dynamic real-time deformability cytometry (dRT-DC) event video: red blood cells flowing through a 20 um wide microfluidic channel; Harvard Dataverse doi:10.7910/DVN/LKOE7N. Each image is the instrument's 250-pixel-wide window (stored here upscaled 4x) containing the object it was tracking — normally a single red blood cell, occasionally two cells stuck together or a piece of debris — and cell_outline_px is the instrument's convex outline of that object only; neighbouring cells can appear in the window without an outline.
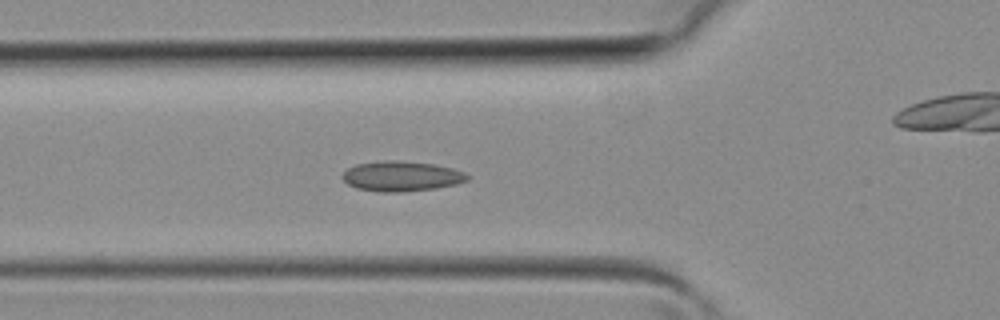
{"species": "common noctule bat (a hibernating species)", "species_latin": "Nyctalus noctula", "temperature_condition": "room temperature", "stored_images_in_passage": 33, "camera_frame_rate_fps": 3000, "um_per_image_px": 0.085, "animal": {"sex": "female", "body_mass_g": 19.3, "forearm_length_mm": 54.1}, "frame": {"image": 1, "passage_image": 7, "time_ms": 2.0, "image_size_px": [1000, 320], "cell_outline_px": [[468, 180], [456, 184], [436, 188], [400, 192], [376, 192], [356, 188], [348, 184], [344, 180], [344, 172], [348, 168], [356, 164], [384, 160], [396, 160], [432, 164], [452, 168], [464, 172], [468, 176]], "centroid_in_image_um": [34.11, 14.98], "position_along_channel_um": 91.7, "area_um2": 21.79}}
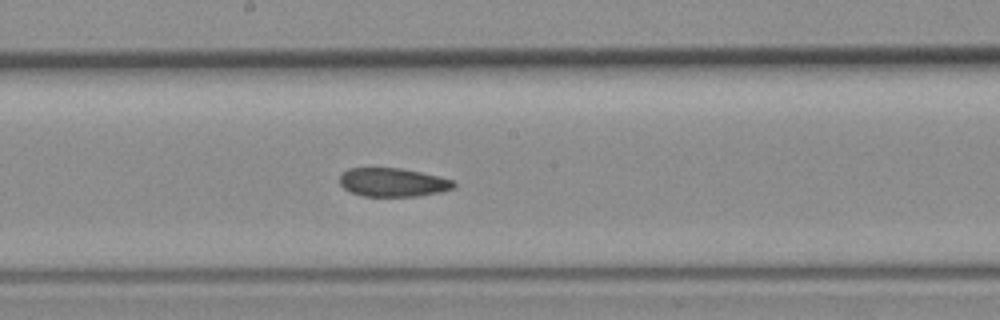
{"frame": {"image": 2, "passage_image": 14, "time_ms": 4.333, "image_size_px": [1000, 320], "cell_outline_px": [[456, 184], [452, 188], [440, 192], [420, 196], [364, 196], [352, 192], [344, 188], [340, 184], [340, 176], [348, 168], [400, 168], [440, 176], [456, 180]], "centroid_in_image_um": [33.43, 15.49], "position_along_channel_um": 214.8, "area_um2": 19.02}}
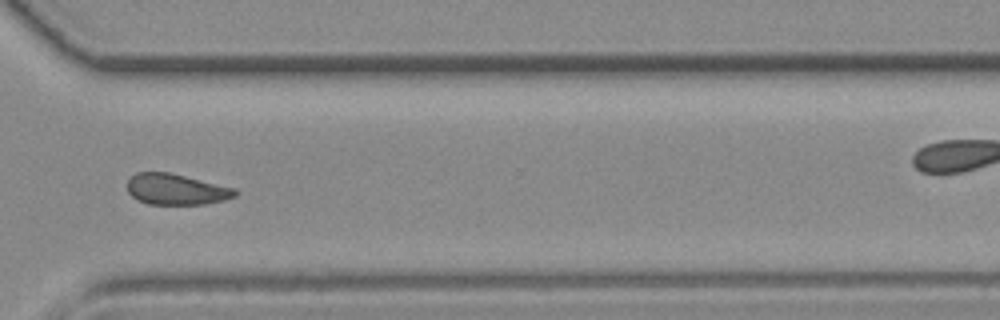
{"frame": {"image": 3, "passage_image": 22, "time_ms": 7.0, "image_size_px": [1000, 320], "cell_outline_px": [[240, 192], [236, 196], [224, 200], [204, 204], [148, 204], [136, 200], [128, 192], [128, 180], [136, 172], [168, 172], [236, 188]], "centroid_in_image_um": [14.99, 16.1], "position_along_channel_um": 355.6, "area_um2": 19.48}}